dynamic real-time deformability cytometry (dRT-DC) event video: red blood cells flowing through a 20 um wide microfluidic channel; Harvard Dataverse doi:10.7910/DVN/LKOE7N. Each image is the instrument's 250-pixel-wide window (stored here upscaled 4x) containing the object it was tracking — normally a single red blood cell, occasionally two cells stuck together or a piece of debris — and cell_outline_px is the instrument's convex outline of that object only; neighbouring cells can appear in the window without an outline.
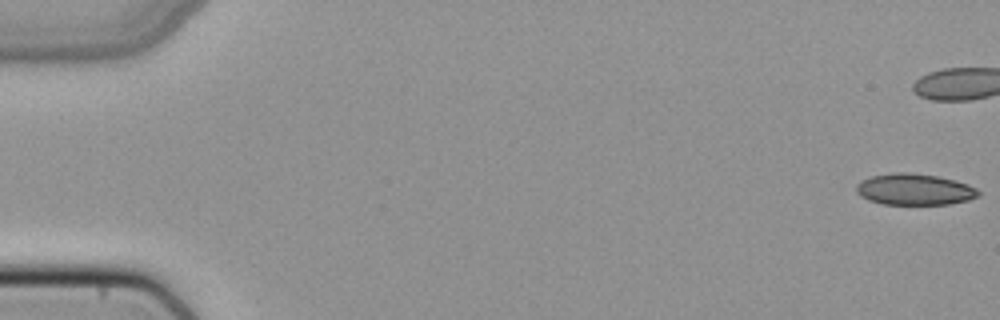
{"species": "common noctule bat (a hibernating species)", "species_latin": "Nyctalus noctula", "temperature_condition": "cold", "stored_images_in_passage": 40, "camera_frame_rate_fps": 3000, "um_per_image_px": 0.085, "animal": {"sex": "female", "body_mass_g": 22.7, "forearm_length_mm": 54.2}, "frame": {"image": 1, "passage_image": 1, "time_ms": 0.0, "image_size_px": [1000, 320], "cell_outline_px": [[980, 196], [968, 200], [948, 204], [884, 204], [868, 200], [860, 196], [856, 192], [856, 184], [872, 176], [892, 172], [908, 172], [936, 176], [956, 180], [968, 184], [976, 188], [980, 192]], "centroid_in_image_um": [77.74, 16.1], "position_along_channel_um": 7.3, "area_um2": 22.31}}